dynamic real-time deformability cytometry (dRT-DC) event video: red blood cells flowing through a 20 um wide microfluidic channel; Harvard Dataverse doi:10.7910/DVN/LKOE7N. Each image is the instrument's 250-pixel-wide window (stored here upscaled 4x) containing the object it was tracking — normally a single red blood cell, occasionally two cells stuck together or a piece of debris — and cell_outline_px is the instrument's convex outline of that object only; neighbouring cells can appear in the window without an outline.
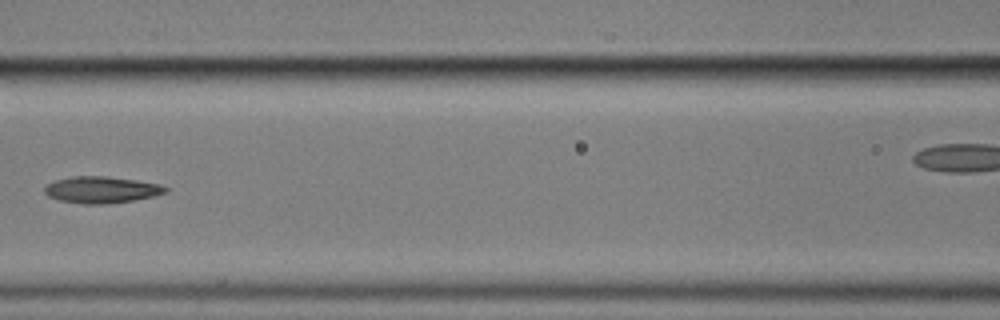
{"species": "common noctule bat (a hibernating species)", "species_latin": "Nyctalus noctula", "temperature_condition": "cold", "stored_images_in_passage": 11, "segment_of_instrument_passage": [1, 2], "camera_frame_rate_fps": 3000, "um_per_image_px": 0.085, "animal": {"sex": "male", "body_mass_g": 17.9}, "frame": {"image": 1, "passage_image": 7, "time_ms": 8.0, "image_size_px": [1000, 320], "cell_outline_px": [[168, 192], [152, 196], [132, 200], [108, 204], [84, 204], [60, 200], [48, 196], [44, 192], [44, 188], [52, 180], [72, 176], [104, 176], [136, 180], [160, 184], [168, 188]], "centroid_in_image_um": [8.6, 16.12], "position_along_channel_um": 158.0, "area_um2": 18.73}}
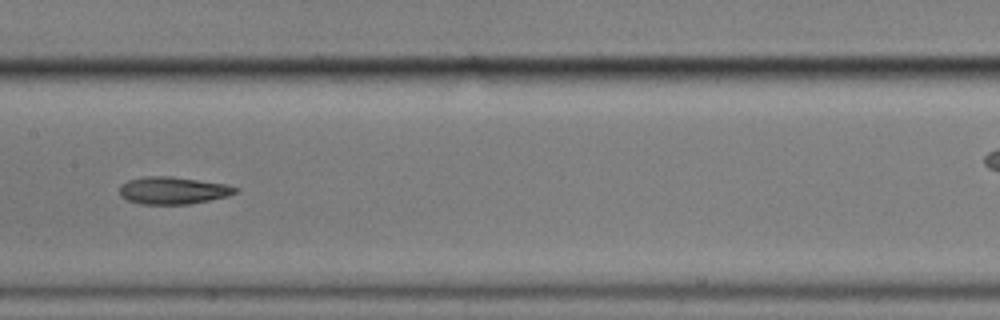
{"frame": {"image": 2, "passage_image": 8, "time_ms": 9.0, "image_size_px": [1000, 320], "cell_outline_px": [[240, 192], [228, 196], [188, 204], [140, 204], [128, 200], [120, 196], [120, 184], [128, 180], [144, 176], [172, 176], [224, 184], [240, 188]], "centroid_in_image_um": [14.7, 16.18], "position_along_channel_um": 192.7, "area_um2": 18.5}}
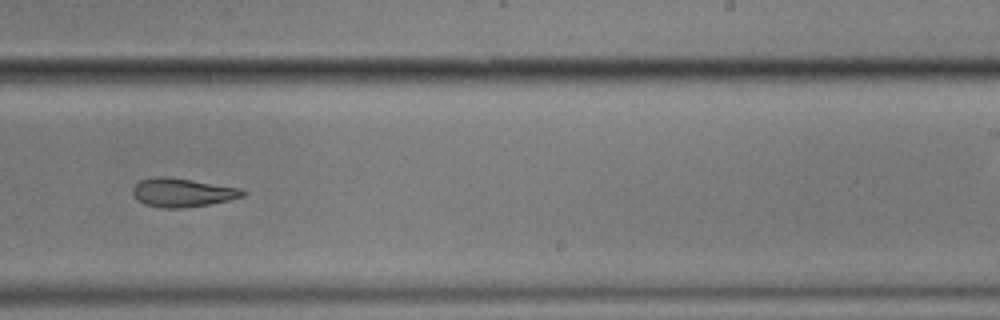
{"frame": {"image": 3, "passage_image": 10, "time_ms": 11.333, "image_size_px": [1000, 320], "cell_outline_px": [[248, 192], [244, 196], [228, 200], [208, 204], [184, 208], [160, 208], [144, 204], [132, 192], [132, 188], [140, 180], [152, 176], [168, 176], [244, 188]], "centroid_in_image_um": [15.54, 16.35], "position_along_channel_um": 273.5, "area_um2": 18.61}}